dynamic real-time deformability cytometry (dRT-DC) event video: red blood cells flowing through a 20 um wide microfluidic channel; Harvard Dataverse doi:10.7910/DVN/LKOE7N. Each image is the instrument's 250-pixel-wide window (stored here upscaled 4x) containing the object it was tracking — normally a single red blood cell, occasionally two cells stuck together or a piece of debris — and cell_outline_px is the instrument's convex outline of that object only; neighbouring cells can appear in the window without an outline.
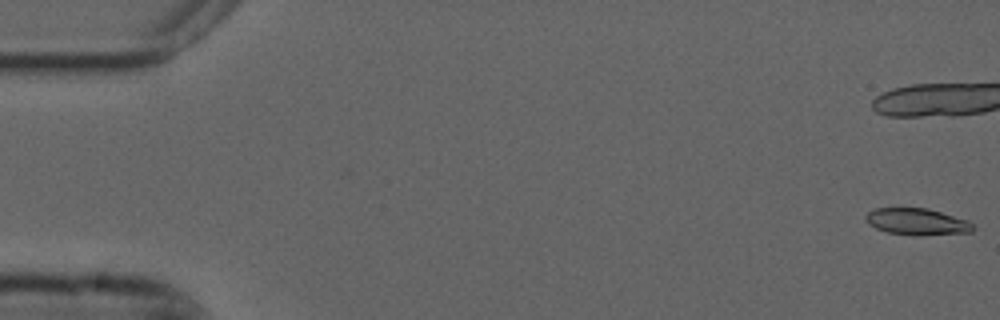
{"species": "common noctule bat (a hibernating species)", "species_latin": "Nyctalus noctula", "temperature_condition": "cold", "stored_images_in_passage": 11, "camera_frame_rate_fps": 3000, "um_per_image_px": 0.085, "animal": {"sex": "male", "forearm_length_mm": 52.5}, "frame": {"image": 1, "passage_image": 1, "time_ms": 0.0, "image_size_px": [1000, 320], "cell_outline_px": [[976, 228], [972, 232], [920, 236], [888, 232], [876, 228], [868, 224], [864, 220], [864, 216], [868, 212], [876, 208], [928, 208], [968, 220]], "centroid_in_image_um": [77.95, 18.85], "position_along_channel_um": 7.0, "area_um2": 16.82}}